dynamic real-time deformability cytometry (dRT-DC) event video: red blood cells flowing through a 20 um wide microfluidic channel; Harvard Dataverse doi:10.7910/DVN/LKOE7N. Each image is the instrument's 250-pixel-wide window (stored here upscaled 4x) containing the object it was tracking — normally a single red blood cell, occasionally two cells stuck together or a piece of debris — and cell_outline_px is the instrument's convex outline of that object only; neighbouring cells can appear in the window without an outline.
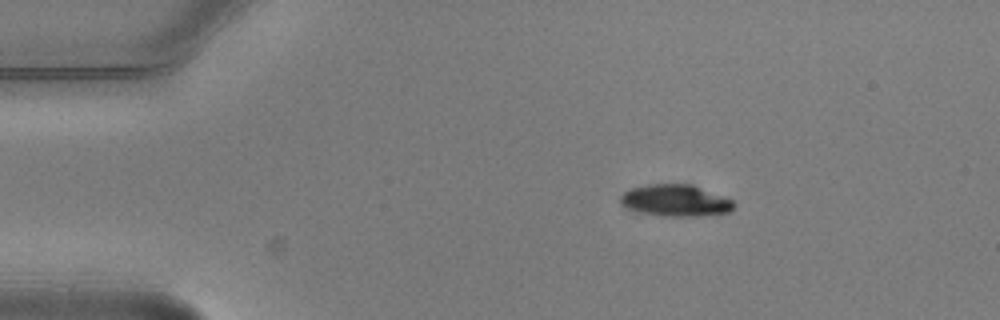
{"species": "common noctule bat (a hibernating species)", "species_latin": "Nyctalus noctula", "temperature_condition": "warm", "stored_images_in_passage": 3, "camera_frame_rate_fps": 3000, "um_per_image_px": 0.085, "animal": {"sex": "male", "body_mass_g": 20.5, "forearm_length_mm": 52.5}, "frame": {"image": 1, "passage_image": 2, "time_ms": 0.333, "image_size_px": [1000, 320], "cell_outline_px": [[736, 204], [732, 212], [700, 216], [660, 216], [628, 208], [620, 204], [620, 196], [624, 192], [632, 188], [648, 184], [692, 184], [732, 200]], "centroid_in_image_um": [57.45, 17.05], "position_along_channel_um": 27.6, "area_um2": 20.92}}